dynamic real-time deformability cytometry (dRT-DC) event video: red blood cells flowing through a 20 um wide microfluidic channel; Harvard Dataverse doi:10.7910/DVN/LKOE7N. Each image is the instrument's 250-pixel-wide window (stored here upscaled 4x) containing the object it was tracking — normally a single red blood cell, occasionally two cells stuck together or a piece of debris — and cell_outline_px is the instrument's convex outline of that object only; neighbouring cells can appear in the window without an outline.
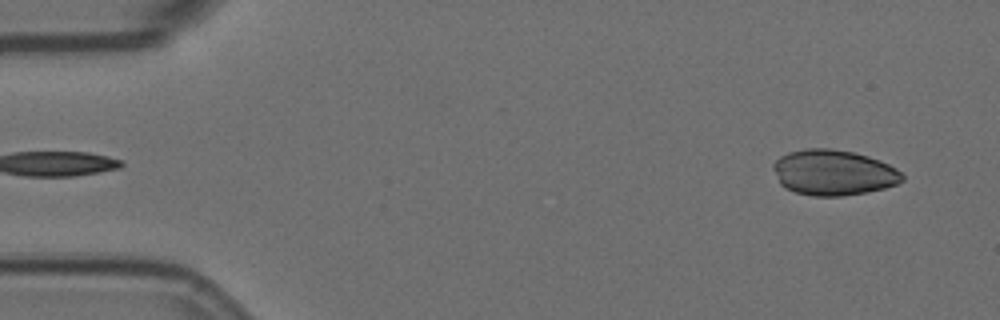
{"species": "Egyptian fruit bat (a non-hibernating species)", "species_latin": "Rousettus aegyptiacus", "temperature_condition": "room temperature", "stored_images_in_passage": 7, "camera_frame_rate_fps": 3000, "um_per_image_px": 0.085, "animal": {"sex": "female"}, "frame": {"image": 1, "passage_image": 1, "time_ms": 0.0, "image_size_px": [1000, 320], "cell_outline_px": [[904, 180], [896, 184], [884, 188], [868, 192], [840, 196], [812, 196], [796, 192], [784, 188], [780, 184], [772, 168], [772, 164], [780, 156], [788, 152], [804, 148], [828, 148], [852, 152], [868, 156], [880, 160], [896, 168], [904, 176]], "centroid_in_image_um": [70.82, 14.67], "position_along_channel_um": 14.2, "area_um2": 34.39}}